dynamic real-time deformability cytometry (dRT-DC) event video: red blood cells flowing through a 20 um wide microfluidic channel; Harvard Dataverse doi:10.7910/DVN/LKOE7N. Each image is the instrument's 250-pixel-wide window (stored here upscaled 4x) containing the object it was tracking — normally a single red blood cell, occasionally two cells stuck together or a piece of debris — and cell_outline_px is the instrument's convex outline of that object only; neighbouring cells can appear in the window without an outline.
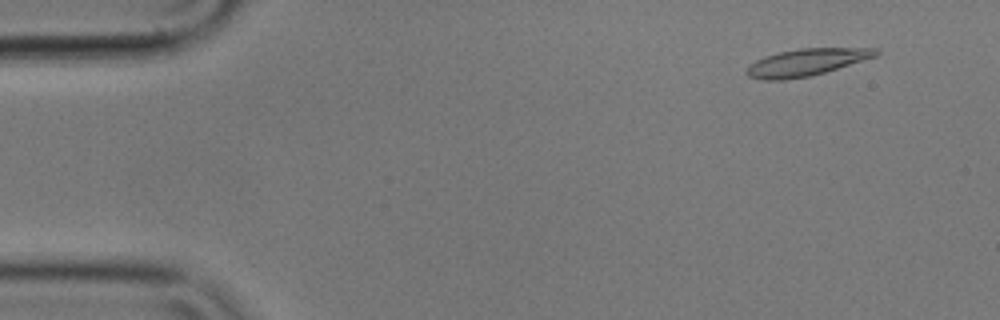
{"species": "common noctule bat (a hibernating species)", "species_latin": "Nyctalus noctula", "temperature_condition": "cold", "stored_images_in_passage": 57, "camera_frame_rate_fps": 3000, "um_per_image_px": 0.085, "animal": {"sex": "male", "body_mass_g": 17.9}, "frame": {"image": 1, "passage_image": 5, "time_ms": 1.333, "image_size_px": [1000, 320], "cell_outline_px": [[880, 52], [876, 56], [864, 60], [812, 76], [784, 80], [764, 80], [748, 76], [744, 72], [748, 64], [764, 56], [780, 52], [800, 48], [880, 48]], "centroid_in_image_um": [68.51, 5.3], "position_along_channel_um": 16.5, "area_um2": 20.52}}
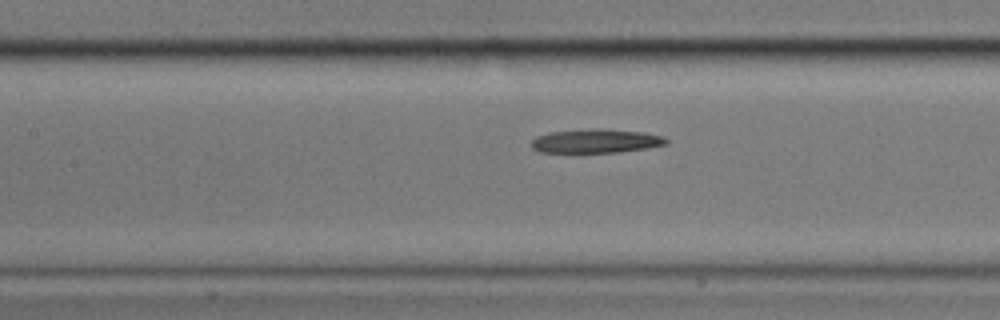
{"frame": {"image": 2, "passage_image": 25, "time_ms": 8.0, "image_size_px": [1000, 320], "cell_outline_px": [[668, 144], [648, 148], [616, 152], [540, 152], [532, 148], [532, 140], [536, 136], [552, 132], [592, 128], [604, 128], [644, 132], [664, 136], [668, 140]], "centroid_in_image_um": [50.7, 11.97], "position_along_channel_um": 156.7, "area_um2": 18.84}}
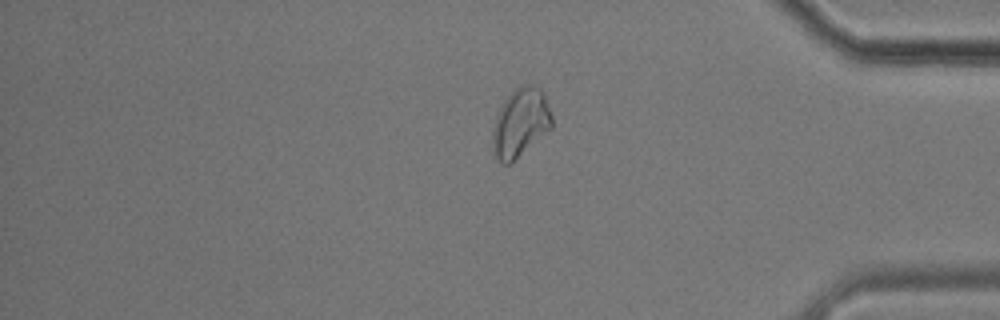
{"frame": {"image": 3, "passage_image": 47, "time_ms": 15.333, "image_size_px": [1000, 320], "cell_outline_px": [[552, 128], [512, 164], [504, 164], [492, 152], [492, 132], [496, 116], [504, 100], [520, 84], [524, 84], [540, 88], [544, 96], [552, 116]], "centroid_in_image_um": [44.23, 10.47], "position_along_channel_um": 391.0, "area_um2": 23.76}}